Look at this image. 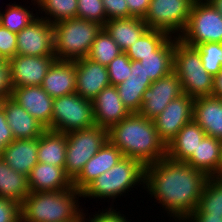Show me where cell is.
I'll return each instance as SVG.
<instances>
[{
	"label": "cell",
	"instance_id": "1",
	"mask_svg": "<svg viewBox=\"0 0 222 222\" xmlns=\"http://www.w3.org/2000/svg\"><path fill=\"white\" fill-rule=\"evenodd\" d=\"M207 178L188 163L166 156L145 166L144 190L161 204L170 218L182 222L197 208Z\"/></svg>",
	"mask_w": 222,
	"mask_h": 222
},
{
	"label": "cell",
	"instance_id": "2",
	"mask_svg": "<svg viewBox=\"0 0 222 222\" xmlns=\"http://www.w3.org/2000/svg\"><path fill=\"white\" fill-rule=\"evenodd\" d=\"M108 140L125 157L140 161L144 166L166 157V145L160 140L152 120L130 113L108 130Z\"/></svg>",
	"mask_w": 222,
	"mask_h": 222
},
{
	"label": "cell",
	"instance_id": "3",
	"mask_svg": "<svg viewBox=\"0 0 222 222\" xmlns=\"http://www.w3.org/2000/svg\"><path fill=\"white\" fill-rule=\"evenodd\" d=\"M79 197L74 187L56 192H30L21 205L22 222H82Z\"/></svg>",
	"mask_w": 222,
	"mask_h": 222
},
{
	"label": "cell",
	"instance_id": "4",
	"mask_svg": "<svg viewBox=\"0 0 222 222\" xmlns=\"http://www.w3.org/2000/svg\"><path fill=\"white\" fill-rule=\"evenodd\" d=\"M144 181L145 166L136 159L124 156L116 165L94 179L82 191V197L106 200L111 198L114 201L132 191L133 187L137 189L139 185H143L141 187L144 189Z\"/></svg>",
	"mask_w": 222,
	"mask_h": 222
},
{
	"label": "cell",
	"instance_id": "5",
	"mask_svg": "<svg viewBox=\"0 0 222 222\" xmlns=\"http://www.w3.org/2000/svg\"><path fill=\"white\" fill-rule=\"evenodd\" d=\"M103 28L97 22L72 18L53 24L56 60L76 61L87 57L93 41Z\"/></svg>",
	"mask_w": 222,
	"mask_h": 222
},
{
	"label": "cell",
	"instance_id": "6",
	"mask_svg": "<svg viewBox=\"0 0 222 222\" xmlns=\"http://www.w3.org/2000/svg\"><path fill=\"white\" fill-rule=\"evenodd\" d=\"M173 71L182 84L184 94L193 99L213 96L214 77L204 69L199 51L177 37Z\"/></svg>",
	"mask_w": 222,
	"mask_h": 222
},
{
	"label": "cell",
	"instance_id": "7",
	"mask_svg": "<svg viewBox=\"0 0 222 222\" xmlns=\"http://www.w3.org/2000/svg\"><path fill=\"white\" fill-rule=\"evenodd\" d=\"M66 134L67 146L64 171L73 181L82 171L84 165L108 140V130L95 125Z\"/></svg>",
	"mask_w": 222,
	"mask_h": 222
},
{
	"label": "cell",
	"instance_id": "8",
	"mask_svg": "<svg viewBox=\"0 0 222 222\" xmlns=\"http://www.w3.org/2000/svg\"><path fill=\"white\" fill-rule=\"evenodd\" d=\"M178 39L192 47L205 42L222 43V15L207 0H195Z\"/></svg>",
	"mask_w": 222,
	"mask_h": 222
},
{
	"label": "cell",
	"instance_id": "9",
	"mask_svg": "<svg viewBox=\"0 0 222 222\" xmlns=\"http://www.w3.org/2000/svg\"><path fill=\"white\" fill-rule=\"evenodd\" d=\"M95 125L92 101L77 93L54 98L51 130L66 134Z\"/></svg>",
	"mask_w": 222,
	"mask_h": 222
},
{
	"label": "cell",
	"instance_id": "10",
	"mask_svg": "<svg viewBox=\"0 0 222 222\" xmlns=\"http://www.w3.org/2000/svg\"><path fill=\"white\" fill-rule=\"evenodd\" d=\"M195 0H151L143 21L149 29L179 37L187 25Z\"/></svg>",
	"mask_w": 222,
	"mask_h": 222
},
{
	"label": "cell",
	"instance_id": "11",
	"mask_svg": "<svg viewBox=\"0 0 222 222\" xmlns=\"http://www.w3.org/2000/svg\"><path fill=\"white\" fill-rule=\"evenodd\" d=\"M194 100L187 94L173 99L154 120L158 137L167 146L193 120Z\"/></svg>",
	"mask_w": 222,
	"mask_h": 222
},
{
	"label": "cell",
	"instance_id": "12",
	"mask_svg": "<svg viewBox=\"0 0 222 222\" xmlns=\"http://www.w3.org/2000/svg\"><path fill=\"white\" fill-rule=\"evenodd\" d=\"M182 84L173 71L152 82L142 95V106L138 112L149 120H154L175 98L183 95Z\"/></svg>",
	"mask_w": 222,
	"mask_h": 222
},
{
	"label": "cell",
	"instance_id": "13",
	"mask_svg": "<svg viewBox=\"0 0 222 222\" xmlns=\"http://www.w3.org/2000/svg\"><path fill=\"white\" fill-rule=\"evenodd\" d=\"M16 37L18 55L55 56L53 25L39 16L16 33Z\"/></svg>",
	"mask_w": 222,
	"mask_h": 222
},
{
	"label": "cell",
	"instance_id": "14",
	"mask_svg": "<svg viewBox=\"0 0 222 222\" xmlns=\"http://www.w3.org/2000/svg\"><path fill=\"white\" fill-rule=\"evenodd\" d=\"M55 60V56L37 57L16 54L8 61L12 88L41 86L49 67Z\"/></svg>",
	"mask_w": 222,
	"mask_h": 222
},
{
	"label": "cell",
	"instance_id": "15",
	"mask_svg": "<svg viewBox=\"0 0 222 222\" xmlns=\"http://www.w3.org/2000/svg\"><path fill=\"white\" fill-rule=\"evenodd\" d=\"M10 97L46 129L51 130L54 99L41 86L15 87Z\"/></svg>",
	"mask_w": 222,
	"mask_h": 222
},
{
	"label": "cell",
	"instance_id": "16",
	"mask_svg": "<svg viewBox=\"0 0 222 222\" xmlns=\"http://www.w3.org/2000/svg\"><path fill=\"white\" fill-rule=\"evenodd\" d=\"M76 93L92 101L104 88L111 85L108 69L87 57L75 61Z\"/></svg>",
	"mask_w": 222,
	"mask_h": 222
},
{
	"label": "cell",
	"instance_id": "17",
	"mask_svg": "<svg viewBox=\"0 0 222 222\" xmlns=\"http://www.w3.org/2000/svg\"><path fill=\"white\" fill-rule=\"evenodd\" d=\"M92 103L95 124L107 130L130 114L122 103L116 86L104 88Z\"/></svg>",
	"mask_w": 222,
	"mask_h": 222
},
{
	"label": "cell",
	"instance_id": "18",
	"mask_svg": "<svg viewBox=\"0 0 222 222\" xmlns=\"http://www.w3.org/2000/svg\"><path fill=\"white\" fill-rule=\"evenodd\" d=\"M123 157L122 152L107 140L72 181V187L82 192L94 179L116 165Z\"/></svg>",
	"mask_w": 222,
	"mask_h": 222
},
{
	"label": "cell",
	"instance_id": "19",
	"mask_svg": "<svg viewBox=\"0 0 222 222\" xmlns=\"http://www.w3.org/2000/svg\"><path fill=\"white\" fill-rule=\"evenodd\" d=\"M14 139L38 138L46 128L11 97L0 101Z\"/></svg>",
	"mask_w": 222,
	"mask_h": 222
},
{
	"label": "cell",
	"instance_id": "20",
	"mask_svg": "<svg viewBox=\"0 0 222 222\" xmlns=\"http://www.w3.org/2000/svg\"><path fill=\"white\" fill-rule=\"evenodd\" d=\"M27 178L30 192H56L72 188V181L64 168L50 163L38 162Z\"/></svg>",
	"mask_w": 222,
	"mask_h": 222
},
{
	"label": "cell",
	"instance_id": "21",
	"mask_svg": "<svg viewBox=\"0 0 222 222\" xmlns=\"http://www.w3.org/2000/svg\"><path fill=\"white\" fill-rule=\"evenodd\" d=\"M41 87L53 99L76 93L75 61L55 60L49 67Z\"/></svg>",
	"mask_w": 222,
	"mask_h": 222
},
{
	"label": "cell",
	"instance_id": "22",
	"mask_svg": "<svg viewBox=\"0 0 222 222\" xmlns=\"http://www.w3.org/2000/svg\"><path fill=\"white\" fill-rule=\"evenodd\" d=\"M131 73L128 78L118 84L119 97L130 113H138L142 106V95L152 84L140 61H131Z\"/></svg>",
	"mask_w": 222,
	"mask_h": 222
},
{
	"label": "cell",
	"instance_id": "23",
	"mask_svg": "<svg viewBox=\"0 0 222 222\" xmlns=\"http://www.w3.org/2000/svg\"><path fill=\"white\" fill-rule=\"evenodd\" d=\"M193 120L207 136L222 141V99L210 96L194 100Z\"/></svg>",
	"mask_w": 222,
	"mask_h": 222
},
{
	"label": "cell",
	"instance_id": "24",
	"mask_svg": "<svg viewBox=\"0 0 222 222\" xmlns=\"http://www.w3.org/2000/svg\"><path fill=\"white\" fill-rule=\"evenodd\" d=\"M38 138L14 139L7 145L0 157L16 172L28 176L38 163Z\"/></svg>",
	"mask_w": 222,
	"mask_h": 222
},
{
	"label": "cell",
	"instance_id": "25",
	"mask_svg": "<svg viewBox=\"0 0 222 222\" xmlns=\"http://www.w3.org/2000/svg\"><path fill=\"white\" fill-rule=\"evenodd\" d=\"M206 136L194 120L185 124L176 137L166 146V156L174 161L186 162Z\"/></svg>",
	"mask_w": 222,
	"mask_h": 222
},
{
	"label": "cell",
	"instance_id": "26",
	"mask_svg": "<svg viewBox=\"0 0 222 222\" xmlns=\"http://www.w3.org/2000/svg\"><path fill=\"white\" fill-rule=\"evenodd\" d=\"M103 28L123 52L149 29L143 19L138 17L110 19Z\"/></svg>",
	"mask_w": 222,
	"mask_h": 222
},
{
	"label": "cell",
	"instance_id": "27",
	"mask_svg": "<svg viewBox=\"0 0 222 222\" xmlns=\"http://www.w3.org/2000/svg\"><path fill=\"white\" fill-rule=\"evenodd\" d=\"M66 146L67 134L46 129L38 137V162L65 168Z\"/></svg>",
	"mask_w": 222,
	"mask_h": 222
},
{
	"label": "cell",
	"instance_id": "28",
	"mask_svg": "<svg viewBox=\"0 0 222 222\" xmlns=\"http://www.w3.org/2000/svg\"><path fill=\"white\" fill-rule=\"evenodd\" d=\"M221 160V140L205 136L192 156L186 161L193 168L204 172L208 177L217 176Z\"/></svg>",
	"mask_w": 222,
	"mask_h": 222
},
{
	"label": "cell",
	"instance_id": "29",
	"mask_svg": "<svg viewBox=\"0 0 222 222\" xmlns=\"http://www.w3.org/2000/svg\"><path fill=\"white\" fill-rule=\"evenodd\" d=\"M175 37L170 36L153 55H147L140 60L146 76L151 82L173 72Z\"/></svg>",
	"mask_w": 222,
	"mask_h": 222
},
{
	"label": "cell",
	"instance_id": "30",
	"mask_svg": "<svg viewBox=\"0 0 222 222\" xmlns=\"http://www.w3.org/2000/svg\"><path fill=\"white\" fill-rule=\"evenodd\" d=\"M29 193L27 176L13 170L0 157V198L9 199L22 205Z\"/></svg>",
	"mask_w": 222,
	"mask_h": 222
},
{
	"label": "cell",
	"instance_id": "31",
	"mask_svg": "<svg viewBox=\"0 0 222 222\" xmlns=\"http://www.w3.org/2000/svg\"><path fill=\"white\" fill-rule=\"evenodd\" d=\"M194 212L197 215L222 216V178L217 176L207 178Z\"/></svg>",
	"mask_w": 222,
	"mask_h": 222
},
{
	"label": "cell",
	"instance_id": "32",
	"mask_svg": "<svg viewBox=\"0 0 222 222\" xmlns=\"http://www.w3.org/2000/svg\"><path fill=\"white\" fill-rule=\"evenodd\" d=\"M31 2H34L33 5L37 4L39 14L43 12L46 14V17L43 15L40 17L52 25L64 20L77 18V0H32Z\"/></svg>",
	"mask_w": 222,
	"mask_h": 222
},
{
	"label": "cell",
	"instance_id": "33",
	"mask_svg": "<svg viewBox=\"0 0 222 222\" xmlns=\"http://www.w3.org/2000/svg\"><path fill=\"white\" fill-rule=\"evenodd\" d=\"M169 37L164 31L148 29L125 53L131 61H140L147 55H153Z\"/></svg>",
	"mask_w": 222,
	"mask_h": 222
},
{
	"label": "cell",
	"instance_id": "34",
	"mask_svg": "<svg viewBox=\"0 0 222 222\" xmlns=\"http://www.w3.org/2000/svg\"><path fill=\"white\" fill-rule=\"evenodd\" d=\"M121 53H123L121 48L111 38L108 32L102 28L93 41L87 58L107 67L109 63Z\"/></svg>",
	"mask_w": 222,
	"mask_h": 222
},
{
	"label": "cell",
	"instance_id": "35",
	"mask_svg": "<svg viewBox=\"0 0 222 222\" xmlns=\"http://www.w3.org/2000/svg\"><path fill=\"white\" fill-rule=\"evenodd\" d=\"M6 6L7 9L0 12V24L14 33H18L27 27L39 15L20 4L9 3Z\"/></svg>",
	"mask_w": 222,
	"mask_h": 222
},
{
	"label": "cell",
	"instance_id": "36",
	"mask_svg": "<svg viewBox=\"0 0 222 222\" xmlns=\"http://www.w3.org/2000/svg\"><path fill=\"white\" fill-rule=\"evenodd\" d=\"M201 56L204 69L213 77L222 69V43L205 42L195 47Z\"/></svg>",
	"mask_w": 222,
	"mask_h": 222
},
{
	"label": "cell",
	"instance_id": "37",
	"mask_svg": "<svg viewBox=\"0 0 222 222\" xmlns=\"http://www.w3.org/2000/svg\"><path fill=\"white\" fill-rule=\"evenodd\" d=\"M77 18L94 21L104 26L107 22L102 0H77Z\"/></svg>",
	"mask_w": 222,
	"mask_h": 222
},
{
	"label": "cell",
	"instance_id": "38",
	"mask_svg": "<svg viewBox=\"0 0 222 222\" xmlns=\"http://www.w3.org/2000/svg\"><path fill=\"white\" fill-rule=\"evenodd\" d=\"M131 60L125 52L116 56L107 66L111 86L124 82L131 73Z\"/></svg>",
	"mask_w": 222,
	"mask_h": 222
},
{
	"label": "cell",
	"instance_id": "39",
	"mask_svg": "<svg viewBox=\"0 0 222 222\" xmlns=\"http://www.w3.org/2000/svg\"><path fill=\"white\" fill-rule=\"evenodd\" d=\"M17 54L16 33L9 31L0 24V56L9 61Z\"/></svg>",
	"mask_w": 222,
	"mask_h": 222
},
{
	"label": "cell",
	"instance_id": "40",
	"mask_svg": "<svg viewBox=\"0 0 222 222\" xmlns=\"http://www.w3.org/2000/svg\"><path fill=\"white\" fill-rule=\"evenodd\" d=\"M0 222H22L21 204L0 198Z\"/></svg>",
	"mask_w": 222,
	"mask_h": 222
},
{
	"label": "cell",
	"instance_id": "41",
	"mask_svg": "<svg viewBox=\"0 0 222 222\" xmlns=\"http://www.w3.org/2000/svg\"><path fill=\"white\" fill-rule=\"evenodd\" d=\"M99 212L98 210L97 214H93L92 218L89 215V219L86 218L87 214L83 212L82 222H129L126 216H124L125 214H122L120 211L117 212L111 205L109 208Z\"/></svg>",
	"mask_w": 222,
	"mask_h": 222
},
{
	"label": "cell",
	"instance_id": "42",
	"mask_svg": "<svg viewBox=\"0 0 222 222\" xmlns=\"http://www.w3.org/2000/svg\"><path fill=\"white\" fill-rule=\"evenodd\" d=\"M107 21L115 18H129V7L126 0H102Z\"/></svg>",
	"mask_w": 222,
	"mask_h": 222
},
{
	"label": "cell",
	"instance_id": "43",
	"mask_svg": "<svg viewBox=\"0 0 222 222\" xmlns=\"http://www.w3.org/2000/svg\"><path fill=\"white\" fill-rule=\"evenodd\" d=\"M10 65L7 60L0 63V101L12 94Z\"/></svg>",
	"mask_w": 222,
	"mask_h": 222
},
{
	"label": "cell",
	"instance_id": "44",
	"mask_svg": "<svg viewBox=\"0 0 222 222\" xmlns=\"http://www.w3.org/2000/svg\"><path fill=\"white\" fill-rule=\"evenodd\" d=\"M14 140L11 129L6 120L5 111L0 106V156L4 148Z\"/></svg>",
	"mask_w": 222,
	"mask_h": 222
},
{
	"label": "cell",
	"instance_id": "45",
	"mask_svg": "<svg viewBox=\"0 0 222 222\" xmlns=\"http://www.w3.org/2000/svg\"><path fill=\"white\" fill-rule=\"evenodd\" d=\"M151 0H126L129 7V17L144 18Z\"/></svg>",
	"mask_w": 222,
	"mask_h": 222
},
{
	"label": "cell",
	"instance_id": "46",
	"mask_svg": "<svg viewBox=\"0 0 222 222\" xmlns=\"http://www.w3.org/2000/svg\"><path fill=\"white\" fill-rule=\"evenodd\" d=\"M182 222H222V216H217V215H197L193 211Z\"/></svg>",
	"mask_w": 222,
	"mask_h": 222
},
{
	"label": "cell",
	"instance_id": "47",
	"mask_svg": "<svg viewBox=\"0 0 222 222\" xmlns=\"http://www.w3.org/2000/svg\"><path fill=\"white\" fill-rule=\"evenodd\" d=\"M213 96L222 99V69L217 75L214 76Z\"/></svg>",
	"mask_w": 222,
	"mask_h": 222
},
{
	"label": "cell",
	"instance_id": "48",
	"mask_svg": "<svg viewBox=\"0 0 222 222\" xmlns=\"http://www.w3.org/2000/svg\"><path fill=\"white\" fill-rule=\"evenodd\" d=\"M222 15V0H207Z\"/></svg>",
	"mask_w": 222,
	"mask_h": 222
},
{
	"label": "cell",
	"instance_id": "49",
	"mask_svg": "<svg viewBox=\"0 0 222 222\" xmlns=\"http://www.w3.org/2000/svg\"><path fill=\"white\" fill-rule=\"evenodd\" d=\"M218 177L222 178V141H221V160H220V166L218 171Z\"/></svg>",
	"mask_w": 222,
	"mask_h": 222
},
{
	"label": "cell",
	"instance_id": "50",
	"mask_svg": "<svg viewBox=\"0 0 222 222\" xmlns=\"http://www.w3.org/2000/svg\"><path fill=\"white\" fill-rule=\"evenodd\" d=\"M4 60H3V58L0 56V63H2Z\"/></svg>",
	"mask_w": 222,
	"mask_h": 222
}]
</instances>
